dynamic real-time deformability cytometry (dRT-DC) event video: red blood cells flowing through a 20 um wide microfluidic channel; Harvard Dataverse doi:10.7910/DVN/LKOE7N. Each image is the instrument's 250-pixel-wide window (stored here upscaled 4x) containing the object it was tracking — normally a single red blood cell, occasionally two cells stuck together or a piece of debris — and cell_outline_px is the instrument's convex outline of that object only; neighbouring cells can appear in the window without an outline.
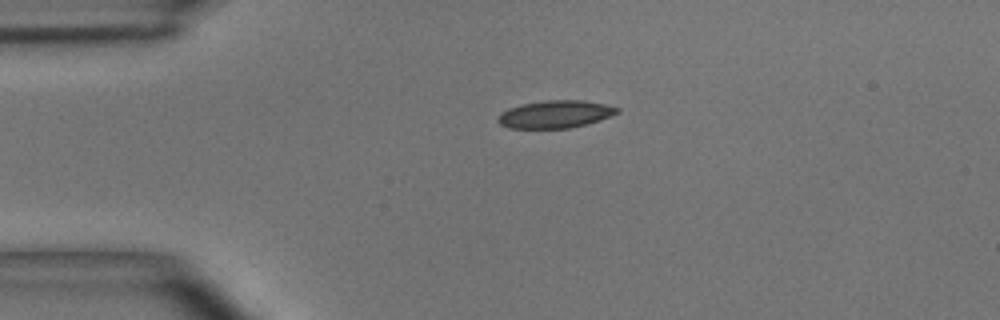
{"species": "common noctule bat (a hibernating species)", "species_latin": "Nyctalus noctula", "temperature_condition": "room temperature", "stored_images_in_passage": 2, "camera_frame_rate_fps": 3000, "um_per_image_px": 0.085, "animal": {"sex": "male", "body_mass_g": 15.6}, "frame": {"image": 1, "passage_image": 1, "time_ms": 0.0, "image_size_px": [1000, 320], "cell_outline_px": [[620, 112], [600, 120], [588, 124], [568, 128], [508, 128], [500, 124], [496, 120], [500, 112], [508, 108], [524, 104], [548, 100], [580, 100], [604, 104], [620, 108]], "centroid_in_image_um": [47.19, 9.71], "position_along_channel_um": 37.8, "area_um2": 19.13}}